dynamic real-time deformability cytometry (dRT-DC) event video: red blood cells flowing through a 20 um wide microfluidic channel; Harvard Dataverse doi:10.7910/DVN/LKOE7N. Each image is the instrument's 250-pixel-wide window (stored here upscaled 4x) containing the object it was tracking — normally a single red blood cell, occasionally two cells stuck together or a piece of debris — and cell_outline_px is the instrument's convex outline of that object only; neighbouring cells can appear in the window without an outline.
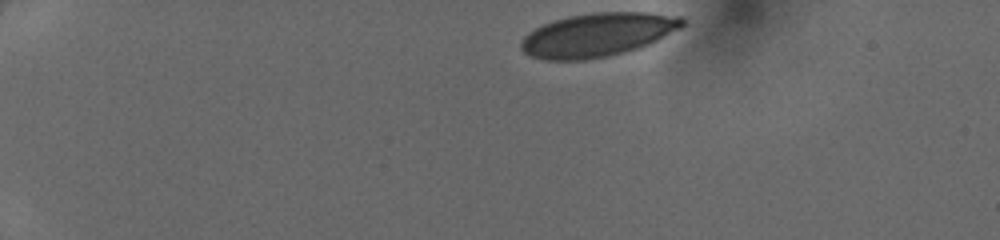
{"species": "human", "species_latin": "Homo sapiens", "temperature_condition": "cold", "stored_images_in_passage": 40, "camera_frame_rate_fps": 3000, "um_per_image_px": 0.085, "donor": {"sex": "female"}, "frame": {"image": 1, "passage_image": 1, "time_ms": 0.0, "image_size_px": [1000, 240], "cell_outline_px": [[684, 24], [680, 28], [640, 48], [608, 56], [584, 60], [544, 60], [532, 56], [524, 52], [520, 48], [520, 40], [528, 32], [552, 20], [568, 16], [596, 12], [648, 12], [680, 16], [684, 20]], "centroid_in_image_um": [50.77, 2.95], "position_along_channel_um": 34.2, "area_um2": 40.98}}
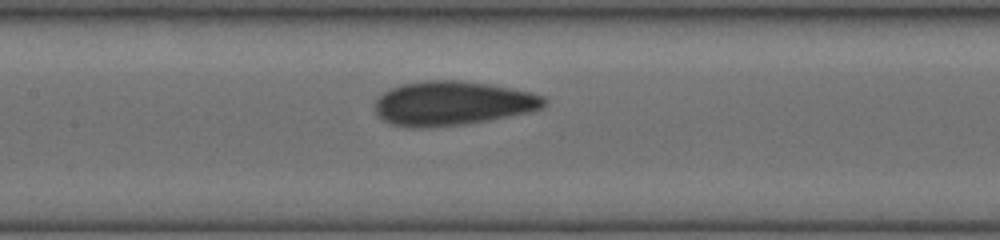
{"frame": {"image": 2, "passage_image": 17, "time_ms": 5.333, "image_size_px": [1000, 240], "cell_outline_px": [[548, 104], [544, 108], [532, 112], [464, 124], [392, 124], [384, 120], [372, 108], [376, 100], [388, 88], [400, 84], [424, 80], [460, 80], [488, 84], [512, 88], [544, 96], [548, 100]], "centroid_in_image_um": [38.53, 8.72], "position_along_channel_um": 168.9, "area_um2": 42.77}}
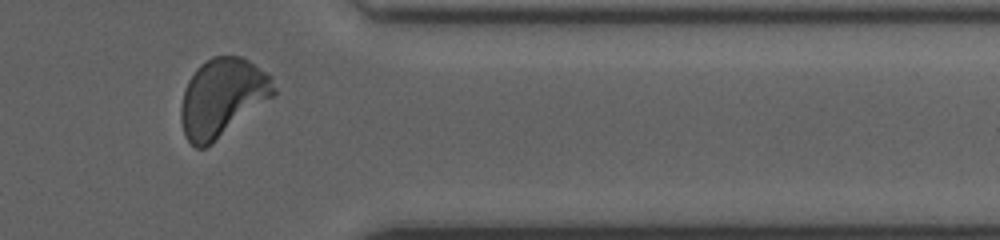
{"frame": {"image": 3, "passage_image": 33, "time_ms": 10.667, "image_size_px": [1000, 240], "cell_outline_px": [[276, 96], [212, 144], [204, 148], [196, 148], [184, 136], [180, 120], [180, 108], [184, 92], [188, 80], [196, 68], [200, 64], [212, 56], [244, 56], [272, 76], [276, 88]], "centroid_in_image_um": [18.92, 8.29], "position_along_channel_um": 392.5, "area_um2": 43.06}}